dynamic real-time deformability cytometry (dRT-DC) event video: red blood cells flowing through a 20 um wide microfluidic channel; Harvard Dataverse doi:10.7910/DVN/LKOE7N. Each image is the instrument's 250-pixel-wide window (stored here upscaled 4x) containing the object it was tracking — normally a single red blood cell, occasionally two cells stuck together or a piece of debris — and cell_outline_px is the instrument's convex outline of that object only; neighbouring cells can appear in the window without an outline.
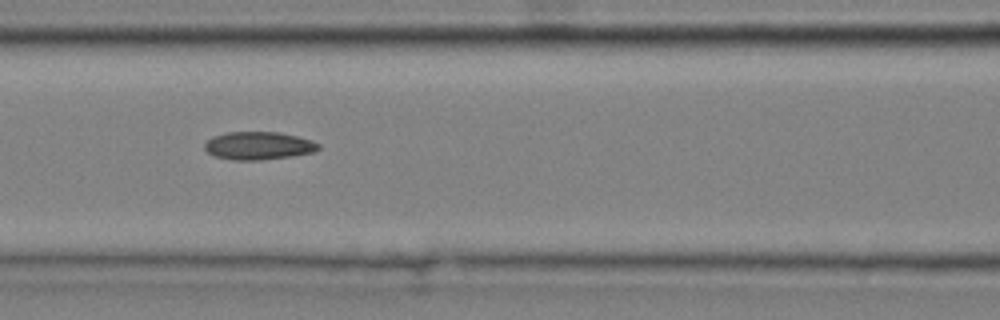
{"species": "common noctule bat (a hibernating species)", "species_latin": "Nyctalus noctula", "temperature_condition": "cold", "stored_images_in_passage": 9, "camera_frame_rate_fps": 3000, "um_per_image_px": 0.085, "animal": {"sex": "male", "body_mass_g": 20.4}, "frame": {"image": 1, "passage_image": 6, "time_ms": 1.667, "image_size_px": [1000, 320], "cell_outline_px": [[320, 148], [316, 152], [260, 160], [232, 160], [216, 156], [208, 152], [204, 148], [204, 144], [212, 136], [228, 132], [280, 132], [312, 140], [320, 144]], "centroid_in_image_um": [21.98, 12.38], "position_along_channel_um": 144.6, "area_um2": 18.5}}
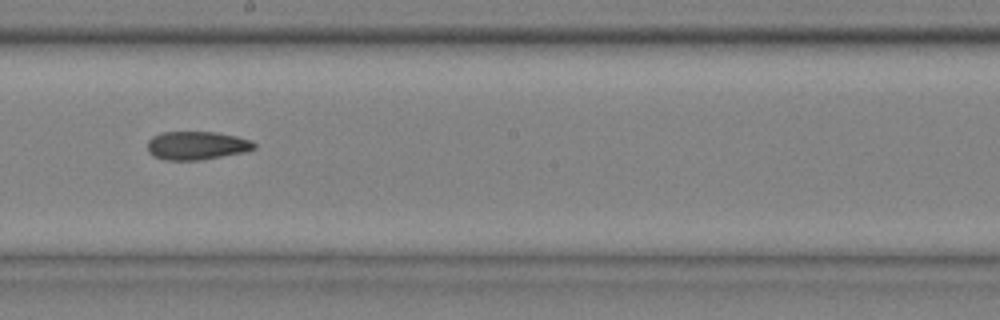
{"frame": {"image": 2, "passage_image": 8, "time_ms": 2.333, "image_size_px": [1000, 320], "cell_outline_px": [[256, 148], [248, 152], [200, 160], [164, 160], [152, 156], [148, 152], [148, 140], [152, 136], [160, 132], [216, 132], [236, 136], [252, 140], [256, 144]], "centroid_in_image_um": [16.74, 12.37], "position_along_channel_um": 231.5, "area_um2": 17.98}}
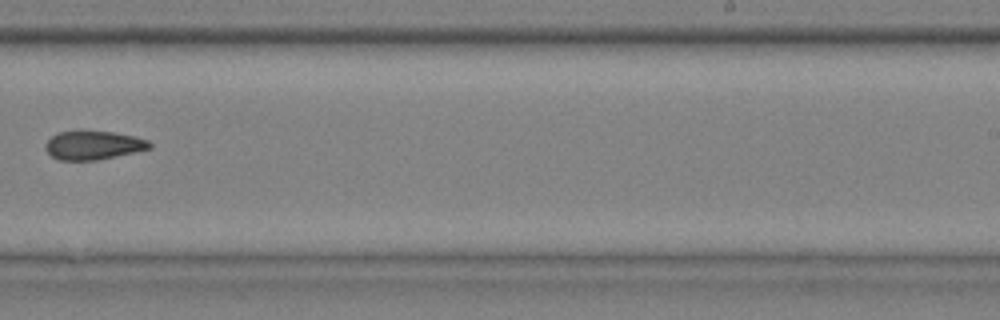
{"frame": {"image": 3, "passage_image": 9, "time_ms": 2.667, "image_size_px": [1000, 320], "cell_outline_px": [[152, 148], [136, 152], [96, 160], [60, 160], [52, 156], [44, 148], [44, 144], [52, 136], [60, 132], [112, 132], [132, 136], [148, 140], [152, 144]], "centroid_in_image_um": [7.94, 12.36], "position_along_channel_um": 281.1, "area_um2": 17.11}}